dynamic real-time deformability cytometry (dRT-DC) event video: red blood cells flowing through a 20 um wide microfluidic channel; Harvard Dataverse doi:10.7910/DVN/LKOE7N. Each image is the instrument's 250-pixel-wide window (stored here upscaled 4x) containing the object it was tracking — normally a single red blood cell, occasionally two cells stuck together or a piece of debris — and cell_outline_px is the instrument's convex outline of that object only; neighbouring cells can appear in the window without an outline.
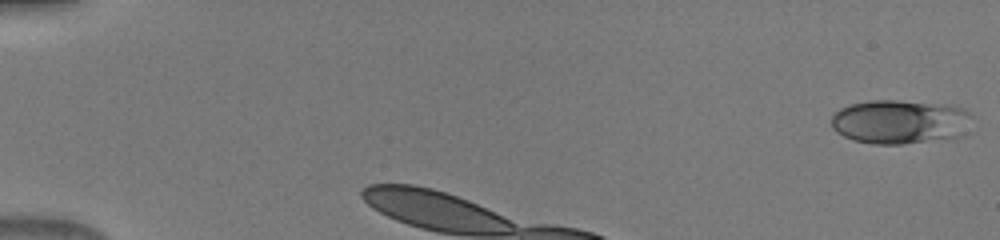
{"species": "human", "species_latin": "Homo sapiens", "temperature_condition": "warm", "stored_images_in_passage": 6, "camera_frame_rate_fps": 3000, "um_per_image_px": 0.085, "donor": {"sex": "male"}, "frame": {"image": 1, "passage_image": 1, "time_ms": 0.0, "image_size_px": [1000, 240], "cell_outline_px": [[972, 116], [960, 136], [900, 144], [872, 144], [852, 140], [836, 132], [832, 128], [832, 116], [840, 108], [852, 104], [872, 100], [896, 100], [964, 108]], "centroid_in_image_um": [76.41, 10.36], "position_along_channel_um": 8.6, "area_um2": 35.43}}